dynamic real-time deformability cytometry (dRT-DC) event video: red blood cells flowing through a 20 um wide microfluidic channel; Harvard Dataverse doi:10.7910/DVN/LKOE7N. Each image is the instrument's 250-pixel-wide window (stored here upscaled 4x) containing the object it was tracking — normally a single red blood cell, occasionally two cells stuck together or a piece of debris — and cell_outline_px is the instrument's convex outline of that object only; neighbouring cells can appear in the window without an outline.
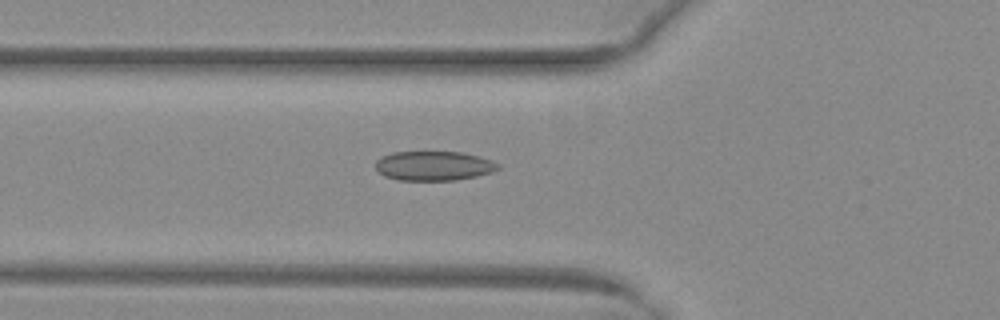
{"species": "common noctule bat (a hibernating species)", "species_latin": "Nyctalus noctula", "temperature_condition": "warm", "stored_images_in_passage": 30, "camera_frame_rate_fps": 3000, "um_per_image_px": 0.085, "animal": {"sex": "female", "body_mass_g": 29.2, "forearm_length_mm": 56.3}, "frame": {"image": 1, "passage_image": 8, "time_ms": 2.333, "image_size_px": [1000, 320], "cell_outline_px": [[500, 168], [492, 172], [476, 176], [456, 180], [396, 180], [384, 176], [376, 168], [376, 160], [392, 152], [460, 152], [492, 160], [500, 164]], "centroid_in_image_um": [36.88, 14.1], "position_along_channel_um": 88.9, "area_um2": 20.92}}
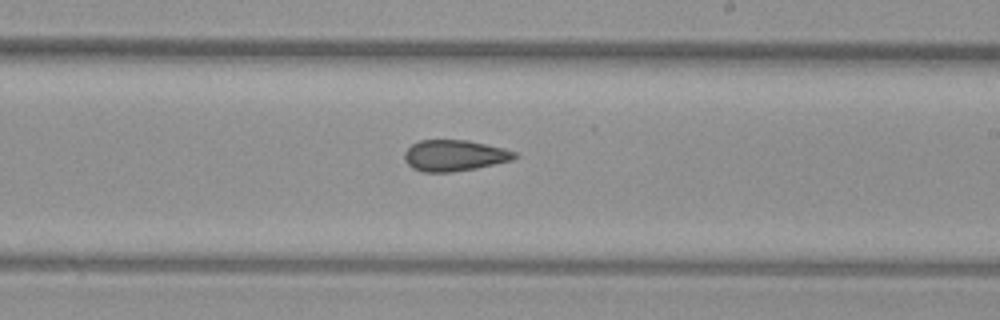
{"frame": {"image": 2, "passage_image": 20, "time_ms": 6.333, "image_size_px": [1000, 320], "cell_outline_px": [[520, 156], [512, 160], [476, 168], [452, 172], [424, 172], [412, 168], [404, 160], [404, 152], [412, 144], [420, 140], [468, 140], [504, 148], [516, 152]], "centroid_in_image_um": [38.63, 13.22], "position_along_channel_um": 250.4, "area_um2": 20.06}}
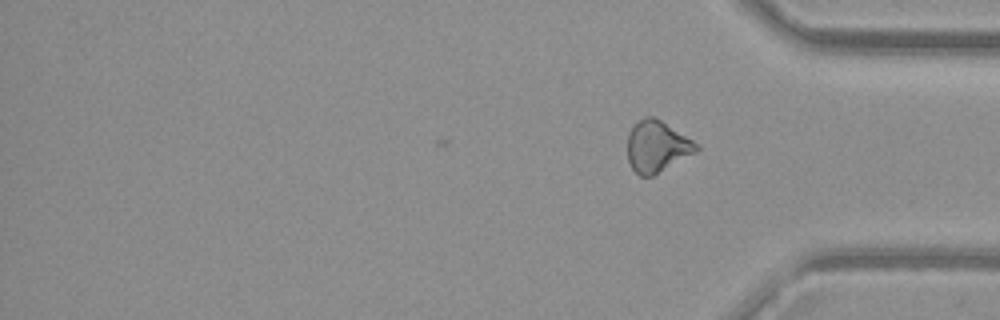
{"frame": {"image": 3, "passage_image": 30, "time_ms": 9.667, "image_size_px": [1000, 320], "cell_outline_px": [[700, 148], [696, 152], [652, 176], [640, 176], [632, 168], [628, 160], [628, 132], [644, 116], [652, 116], [660, 120], [700, 144]], "centroid_in_image_um": [55.85, 12.45], "position_along_channel_um": 379.3, "area_um2": 20.4}, "authors_computed_cell_mechanics": {"area_um2": 20.4612, "velocity_mm_per_s": 4.0297, "shape_relaxation_time_tau1_ms": null, "shape_relaxation_time_tau2_ms": 3.2317, "deformation_change_tau1": null, "deformation_change_tau2": 0.1052}}